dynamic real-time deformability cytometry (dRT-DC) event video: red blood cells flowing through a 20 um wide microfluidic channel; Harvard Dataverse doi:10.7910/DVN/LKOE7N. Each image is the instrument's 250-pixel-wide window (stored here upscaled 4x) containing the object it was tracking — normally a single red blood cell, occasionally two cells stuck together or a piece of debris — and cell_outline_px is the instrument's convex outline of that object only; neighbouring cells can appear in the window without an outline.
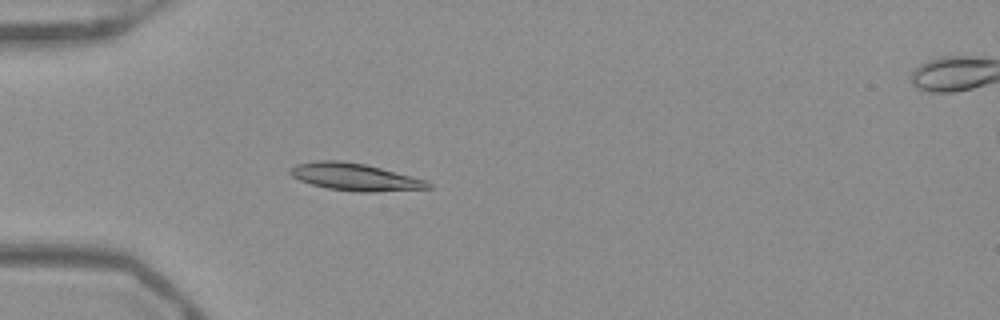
{"species": "Egyptian fruit bat (a non-hibernating species)", "species_latin": "Rousettus aegyptiacus", "temperature_condition": "warm", "stored_images_in_passage": 53, "camera_frame_rate_fps": 3000, "um_per_image_px": 0.085, "frame": {"image": 1, "passage_image": 17, "time_ms": 5.333, "image_size_px": [1000, 320], "cell_outline_px": [[432, 188], [376, 192], [356, 192], [328, 188], [312, 184], [300, 180], [292, 176], [288, 172], [288, 168], [296, 164], [316, 160], [340, 160], [364, 164], [380, 168], [424, 180], [432, 184]], "centroid_in_image_um": [30.11, 15.04], "position_along_channel_um": 54.9, "area_um2": 21.79}}
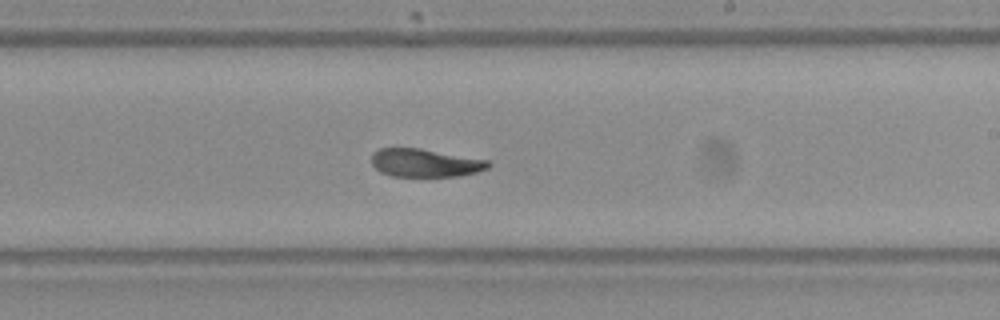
{"frame": {"image": 2, "passage_image": 33, "time_ms": 10.667, "image_size_px": [1000, 320], "cell_outline_px": [[492, 164], [488, 168], [476, 172], [460, 176], [392, 176], [380, 172], [372, 164], [372, 152], [380, 148], [420, 148], [488, 160]], "centroid_in_image_um": [36.13, 13.84], "position_along_channel_um": 252.9, "area_um2": 19.13}}
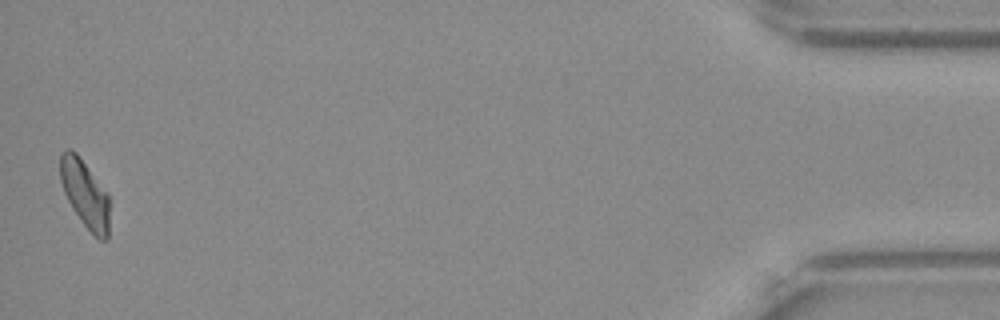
{"frame": {"image": 3, "passage_image": 53, "time_ms": 17.333, "image_size_px": [1000, 320], "cell_outline_px": [[108, 240], [100, 240], [84, 224], [72, 208], [64, 192], [60, 180], [60, 152], [68, 148], [76, 152], [108, 192]], "centroid_in_image_um": [7.21, 16.43], "position_along_channel_um": 428.0, "area_um2": 19.25}, "authors_computed_cell_mechanics": {"area_um2": 20.3456, "velocity_mm_per_s": 3.9086, "shape_relaxation_time_tau1_ms": 7.9293, "shape_relaxation_time_tau2_ms": 5.2199, "deformation_change_tau1": 0.2103, "deformation_change_tau2": 0.0966}}